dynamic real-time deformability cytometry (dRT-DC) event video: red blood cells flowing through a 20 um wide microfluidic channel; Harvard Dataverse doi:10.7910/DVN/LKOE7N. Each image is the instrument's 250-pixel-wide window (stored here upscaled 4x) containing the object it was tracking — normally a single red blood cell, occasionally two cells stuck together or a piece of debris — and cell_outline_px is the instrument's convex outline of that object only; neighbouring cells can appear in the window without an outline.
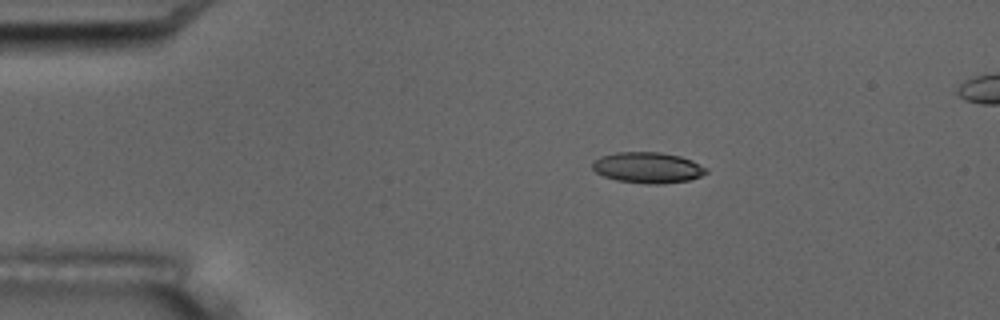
{"species": "common noctule bat (a hibernating species)", "species_latin": "Nyctalus noctula", "temperature_condition": "room temperature", "stored_images_in_passage": 6, "camera_frame_rate_fps": 3000, "um_per_image_px": 0.085, "animal": {"sex": "male", "body_mass_g": 17.5, "forearm_length_mm": 52.3}, "frame": {"image": 1, "passage_image": 3, "time_ms": 2.333, "image_size_px": [1000, 320], "cell_outline_px": [[708, 172], [700, 176], [688, 180], [664, 184], [648, 184], [616, 180], [604, 176], [596, 172], [592, 168], [592, 160], [600, 156], [616, 152], [660, 152], [680, 156], [692, 160], [708, 168]], "centroid_in_image_um": [55.05, 14.24], "position_along_channel_um": 29.9, "area_um2": 20.63}}